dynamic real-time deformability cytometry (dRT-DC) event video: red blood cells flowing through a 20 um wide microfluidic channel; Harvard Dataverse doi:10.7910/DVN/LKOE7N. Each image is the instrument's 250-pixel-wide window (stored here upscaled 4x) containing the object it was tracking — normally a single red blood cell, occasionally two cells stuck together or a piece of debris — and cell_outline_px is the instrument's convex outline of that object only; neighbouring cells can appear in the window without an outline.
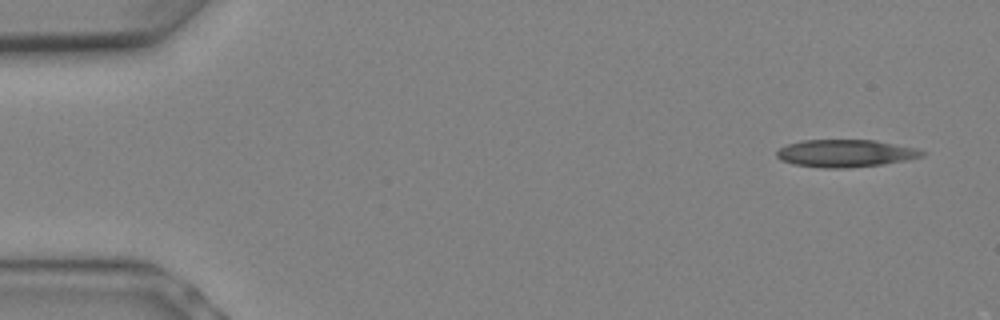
{"species": "Egyptian fruit bat (a non-hibernating species)", "species_latin": "Rousettus aegyptiacus", "temperature_condition": "warm", "stored_images_in_passage": 7, "segment_of_instrument_passage": [1, 2], "camera_frame_rate_fps": 3000, "um_per_image_px": 0.085, "animal": {"sex": "female"}, "frame": {"image": 1, "passage_image": 1, "time_ms": 0.0, "image_size_px": [1000, 320], "cell_outline_px": [[928, 152], [924, 156], [908, 160], [884, 164], [848, 168], [820, 168], [792, 164], [780, 160], [776, 156], [776, 152], [780, 148], [788, 144], [800, 140], [876, 140], [916, 148]], "centroid_in_image_um": [71.88, 13.04], "position_along_channel_um": 13.1, "area_um2": 23.58}}
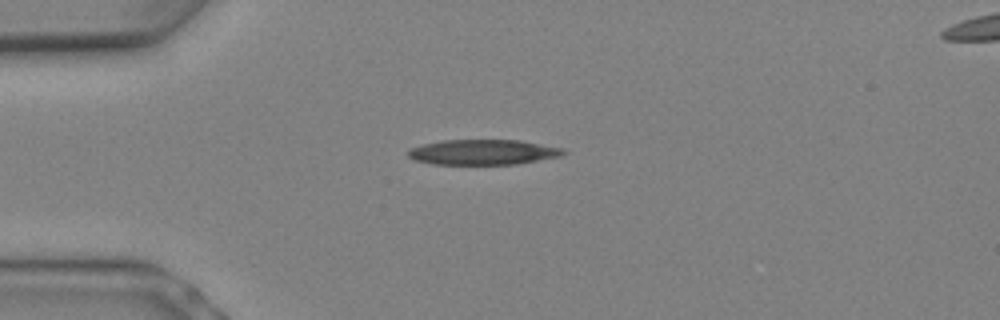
{"frame": {"image": 2, "passage_image": 5, "time_ms": 1.333, "image_size_px": [1000, 320], "cell_outline_px": [[568, 152], [560, 156], [516, 164], [432, 164], [416, 160], [408, 156], [408, 148], [440, 140], [520, 140], [564, 148]], "centroid_in_image_um": [41.06, 12.92], "position_along_channel_um": 43.9, "area_um2": 22.83}}